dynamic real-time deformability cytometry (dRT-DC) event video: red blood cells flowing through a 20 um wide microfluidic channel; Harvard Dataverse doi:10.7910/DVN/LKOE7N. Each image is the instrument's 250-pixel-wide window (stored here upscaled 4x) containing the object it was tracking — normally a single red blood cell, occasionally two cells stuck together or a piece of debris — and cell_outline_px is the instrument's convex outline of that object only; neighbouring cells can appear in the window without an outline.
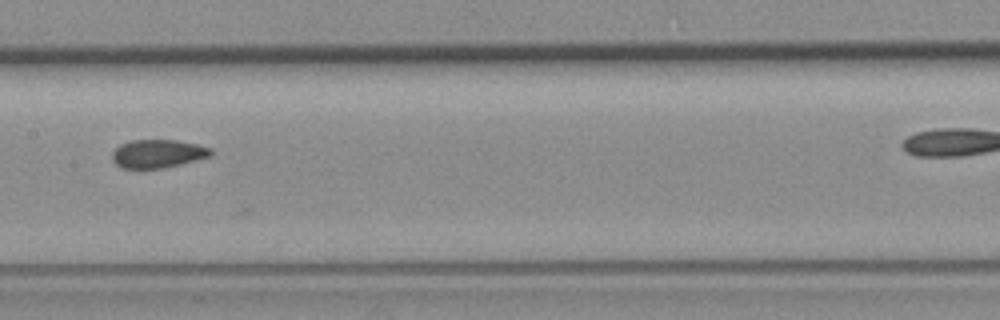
{"species": "common noctule bat (a hibernating species)", "species_latin": "Nyctalus noctula", "temperature_condition": "room temperature", "stored_images_in_passage": 7, "camera_frame_rate_fps": 3000, "um_per_image_px": 0.085, "animal": {"sex": "female", "body_mass_g": 19.3, "forearm_length_mm": 54.1}, "frame": {"image": 1, "passage_image": 6, "time_ms": 1.667, "image_size_px": [1000, 320], "cell_outline_px": [[212, 156], [164, 168], [120, 168], [112, 160], [112, 152], [120, 144], [132, 140], [176, 140], [196, 144], [212, 148]], "centroid_in_image_um": [13.41, 13.06], "position_along_channel_um": 194.0, "area_um2": 16.3}}